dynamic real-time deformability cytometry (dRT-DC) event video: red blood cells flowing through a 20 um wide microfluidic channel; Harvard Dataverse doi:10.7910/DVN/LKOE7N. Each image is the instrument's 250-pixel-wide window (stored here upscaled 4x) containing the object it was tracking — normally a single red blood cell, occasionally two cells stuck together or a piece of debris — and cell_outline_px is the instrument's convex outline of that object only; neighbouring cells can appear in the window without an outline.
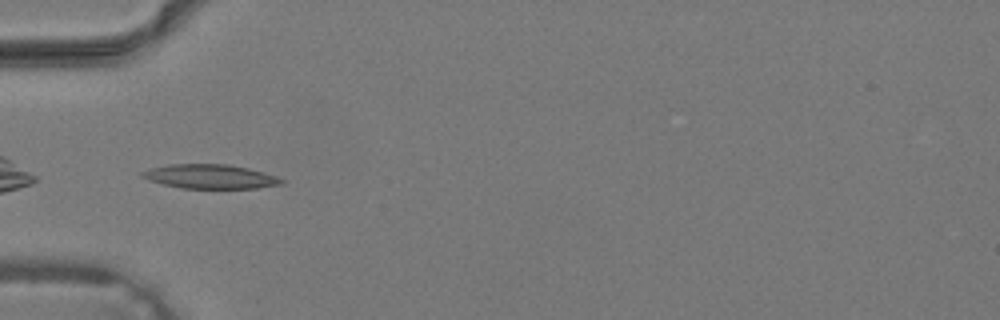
{"species": "common noctule bat (a hibernating species)", "species_latin": "Nyctalus noctula", "temperature_condition": "warm", "stored_images_in_passage": 27, "camera_frame_rate_fps": 3000, "um_per_image_px": 0.085, "animal": {"sex": "male", "body_mass_g": 19.2, "forearm_length_mm": 51.8}, "frame": {"image": 1, "passage_image": 1, "time_ms": 0.0, "image_size_px": [1000, 320], "cell_outline_px": [[284, 184], [256, 188], [180, 188], [148, 180], [140, 176], [140, 172], [148, 168], [168, 164], [228, 164], [248, 168], [264, 172], [276, 176], [284, 180]], "centroid_in_image_um": [17.84, 15.0], "position_along_channel_um": 67.2, "area_um2": 19.77}}
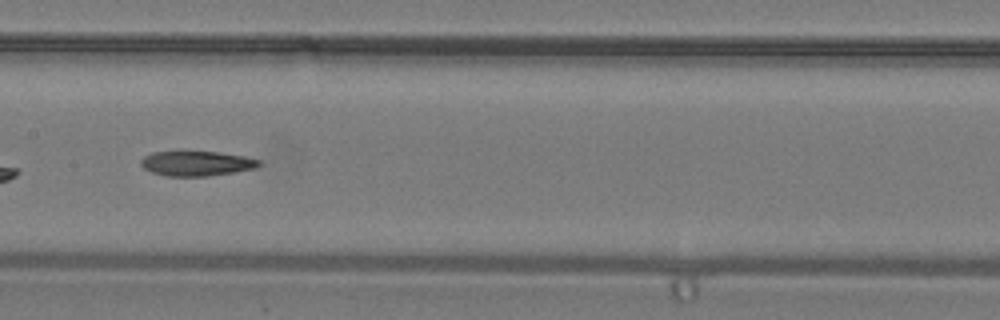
{"frame": {"image": 2, "passage_image": 8, "time_ms": 2.333, "image_size_px": [1000, 320], "cell_outline_px": [[260, 164], [256, 168], [236, 172], [208, 176], [168, 176], [152, 172], [144, 168], [140, 164], [140, 160], [144, 156], [152, 152], [176, 148], [220, 152], [244, 156], [260, 160]], "centroid_in_image_um": [16.65, 13.84], "position_along_channel_um": 190.7, "area_um2": 18.03}}
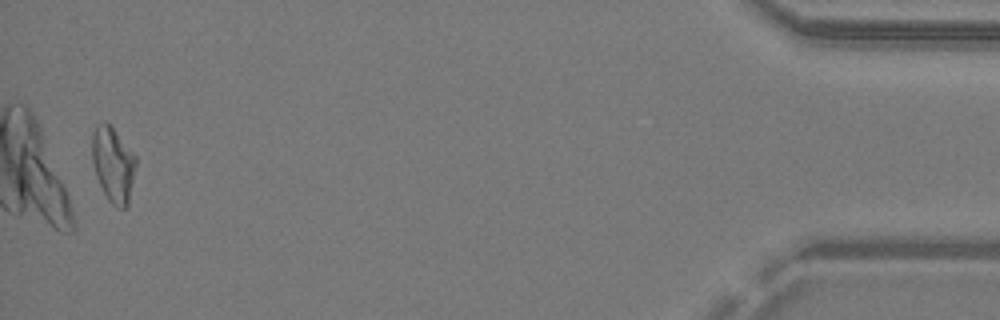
{"frame": {"image": 3, "passage_image": 26, "time_ms": 8.333, "image_size_px": [1000, 320], "cell_outline_px": [[136, 164], [128, 204], [124, 208], [120, 208], [112, 204], [108, 200], [96, 176], [92, 164], [92, 132], [96, 124], [104, 120], [112, 128], [136, 156]], "centroid_in_image_um": [9.59, 13.96], "position_along_channel_um": 425.6, "area_um2": 19.02}}